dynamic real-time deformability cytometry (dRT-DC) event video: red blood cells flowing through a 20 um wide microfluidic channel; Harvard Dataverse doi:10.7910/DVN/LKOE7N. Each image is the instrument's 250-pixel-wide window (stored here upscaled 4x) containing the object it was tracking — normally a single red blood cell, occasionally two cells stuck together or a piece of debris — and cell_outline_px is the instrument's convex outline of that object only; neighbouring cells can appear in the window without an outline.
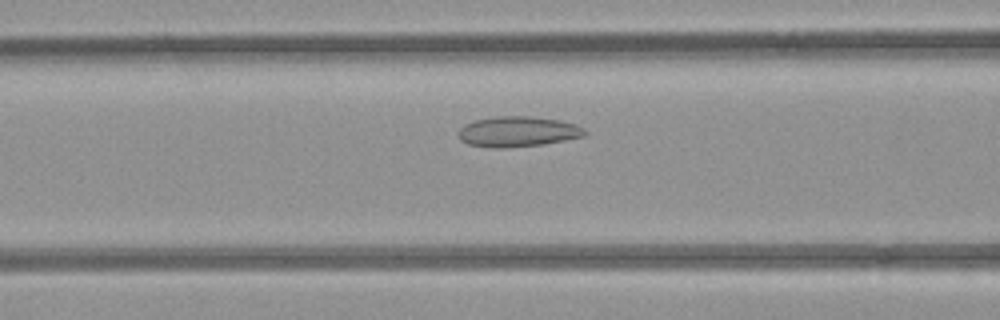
{"species": "common noctule bat (a hibernating species)", "species_latin": "Nyctalus noctula", "temperature_condition": "room temperature", "stored_images_in_passage": 45, "camera_frame_rate_fps": 3000, "um_per_image_px": 0.085, "animal": {"sex": "female", "body_mass_g": 21.9}, "frame": {"image": 1, "passage_image": 13, "time_ms": 4.0, "image_size_px": [1000, 320], "cell_outline_px": [[588, 132], [584, 136], [544, 144], [504, 148], [492, 148], [468, 144], [460, 140], [456, 132], [464, 124], [476, 120], [496, 116], [532, 116], [560, 120], [576, 124], [584, 128]], "centroid_in_image_um": [44.0, 11.18], "position_along_channel_um": 122.6, "area_um2": 22.6}}
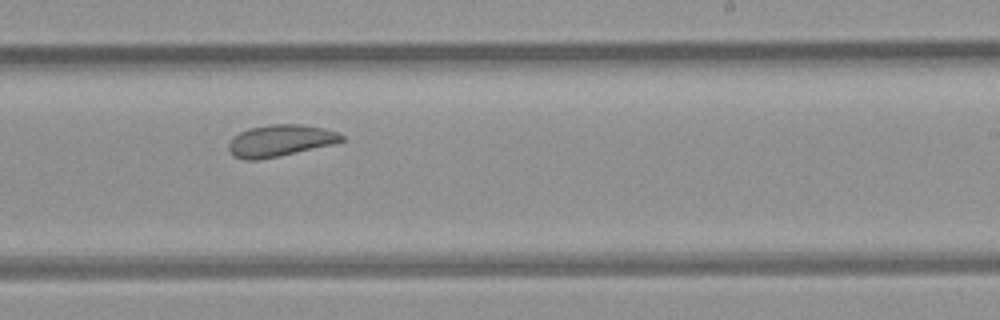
{"frame": {"image": 2, "passage_image": 24, "time_ms": 7.667, "image_size_px": [1000, 320], "cell_outline_px": [[344, 140], [336, 144], [256, 160], [244, 160], [232, 156], [228, 148], [228, 144], [240, 132], [248, 128], [272, 124], [300, 124], [324, 128], [336, 132], [344, 136]], "centroid_in_image_um": [23.83, 11.95], "position_along_channel_um": 265.2, "area_um2": 20.75}}
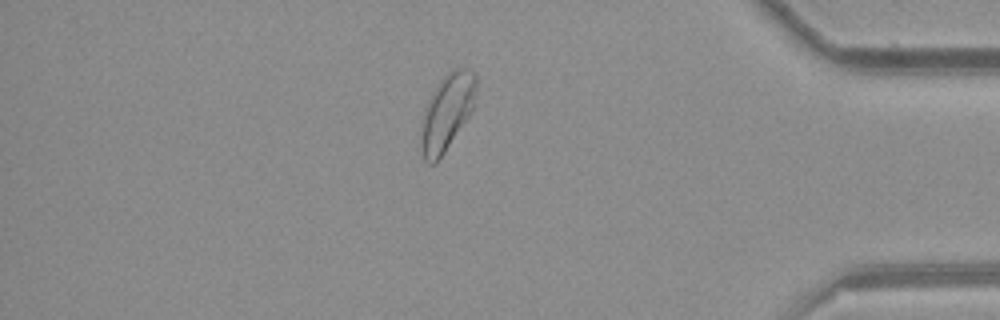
{"frame": {"image": 3, "passage_image": 37, "time_ms": 12.0, "image_size_px": [1000, 320], "cell_outline_px": [[476, 88], [472, 112], [436, 164], [428, 164], [424, 160], [420, 148], [420, 136], [424, 112], [428, 100], [432, 92], [440, 80], [452, 68], [464, 68], [476, 72]], "centroid_in_image_um": [37.98, 9.55], "position_along_channel_um": 397.2, "area_um2": 24.62}, "authors_computed_cell_mechanics": {"area_um2": 22.542, "velocity_mm_per_s": 3.8884, "shape_relaxation_time_tau1_ms": null, "shape_relaxation_time_tau2_ms": 3.1952, "deformation_change_tau1": null, "deformation_change_tau2": 0.0741}}